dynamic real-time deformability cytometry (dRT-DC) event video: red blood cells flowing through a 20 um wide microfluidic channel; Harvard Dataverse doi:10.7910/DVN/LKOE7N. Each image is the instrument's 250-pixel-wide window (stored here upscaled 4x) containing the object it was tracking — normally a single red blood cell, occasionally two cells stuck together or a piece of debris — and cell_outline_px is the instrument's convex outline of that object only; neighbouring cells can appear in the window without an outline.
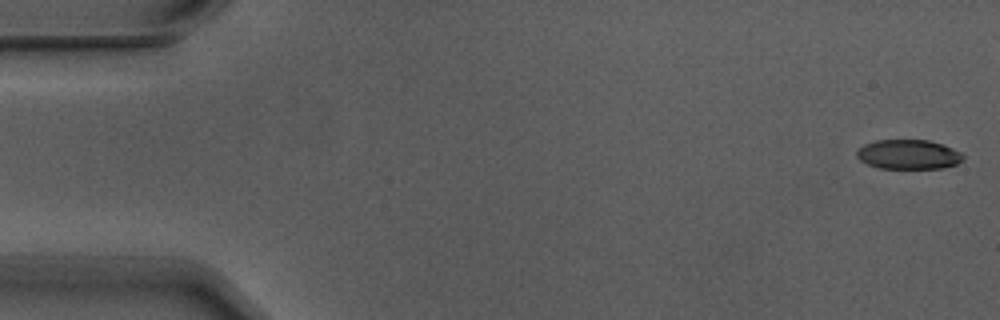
{"species": "Egyptian fruit bat (a non-hibernating species)", "species_latin": "Rousettus aegyptiacus", "temperature_condition": "warm", "stored_images_in_passage": 9, "camera_frame_rate_fps": 3000, "um_per_image_px": 0.085, "animal": {"sex": "male"}, "frame": {"image": 1, "passage_image": 1, "time_ms": 0.0, "image_size_px": [1000, 320], "cell_outline_px": [[964, 160], [956, 164], [940, 168], [880, 168], [868, 164], [860, 160], [856, 156], [856, 152], [864, 144], [876, 140], [928, 140], [952, 148], [960, 152], [964, 156]], "centroid_in_image_um": [77.21, 13.12], "position_along_channel_um": 7.8, "area_um2": 18.15}}
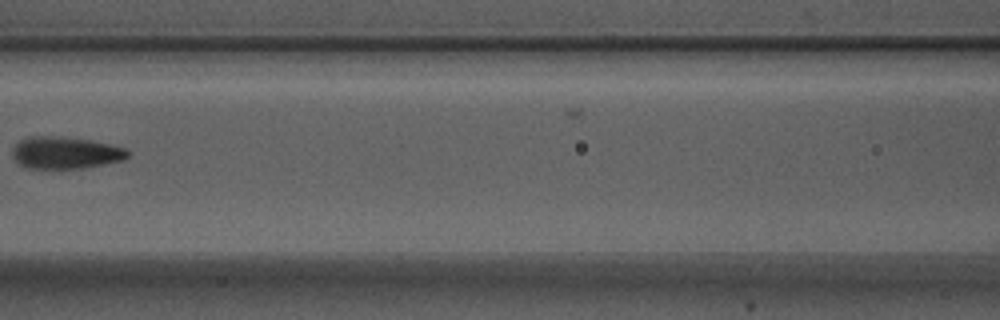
{"frame": {"image": 2, "passage_image": 7, "time_ms": 2.0, "image_size_px": [1000, 320], "cell_outline_px": [[128, 156], [120, 160], [80, 168], [28, 168], [20, 164], [12, 156], [12, 148], [20, 140], [32, 136], [60, 136], [88, 140], [108, 144], [124, 148], [128, 152]], "centroid_in_image_um": [5.49, 12.97], "position_along_channel_um": 161.1, "area_um2": 21.04}}
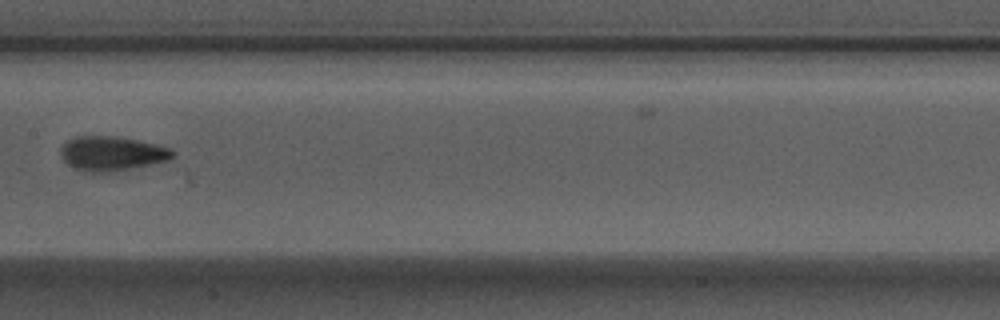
{"frame": {"image": 3, "passage_image": 8, "time_ms": 2.333, "image_size_px": [1000, 320], "cell_outline_px": [[176, 152], [168, 160], [116, 172], [84, 172], [68, 164], [60, 156], [60, 148], [68, 140], [76, 136], [116, 136], [156, 144], [168, 148]], "centroid_in_image_um": [9.48, 13.05], "position_along_channel_um": 197.9, "area_um2": 22.43}}